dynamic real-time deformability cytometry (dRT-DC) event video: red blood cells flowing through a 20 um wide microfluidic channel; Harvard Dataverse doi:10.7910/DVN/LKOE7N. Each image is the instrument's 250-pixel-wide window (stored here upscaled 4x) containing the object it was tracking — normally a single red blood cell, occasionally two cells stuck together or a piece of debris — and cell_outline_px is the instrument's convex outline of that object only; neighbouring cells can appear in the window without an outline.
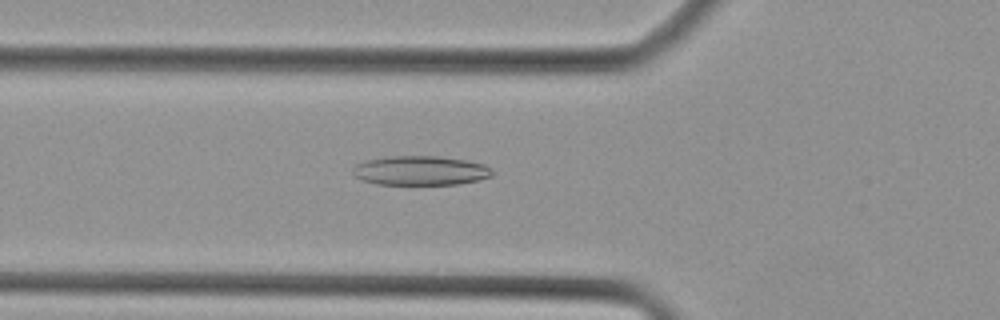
{"species": "Egyptian fruit bat (a non-hibernating species)", "species_latin": "Rousettus aegyptiacus", "temperature_condition": "cold", "stored_images_in_passage": 37, "camera_frame_rate_fps": 3000, "um_per_image_px": 0.085, "animal": {"sex": "female"}, "frame": {"image": 1, "passage_image": 9, "time_ms": 2.667, "image_size_px": [1000, 320], "cell_outline_px": [[492, 176], [480, 180], [460, 184], [376, 184], [360, 180], [352, 172], [356, 164], [368, 160], [388, 156], [440, 156], [468, 160], [484, 164], [492, 168]], "centroid_in_image_um": [35.77, 14.5], "position_along_channel_um": 90.0, "area_um2": 23.99}}
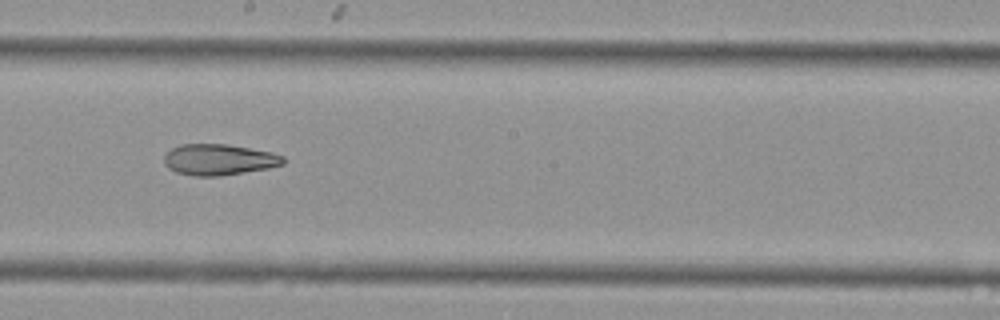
{"frame": {"image": 2, "passage_image": 18, "time_ms": 5.667, "image_size_px": [1000, 320], "cell_outline_px": [[284, 164], [268, 168], [220, 176], [196, 176], [176, 172], [168, 168], [164, 164], [164, 156], [172, 148], [180, 144], [228, 144], [272, 152], [284, 156]], "centroid_in_image_um": [18.61, 13.56], "position_along_channel_um": 229.6, "area_um2": 21.56}}
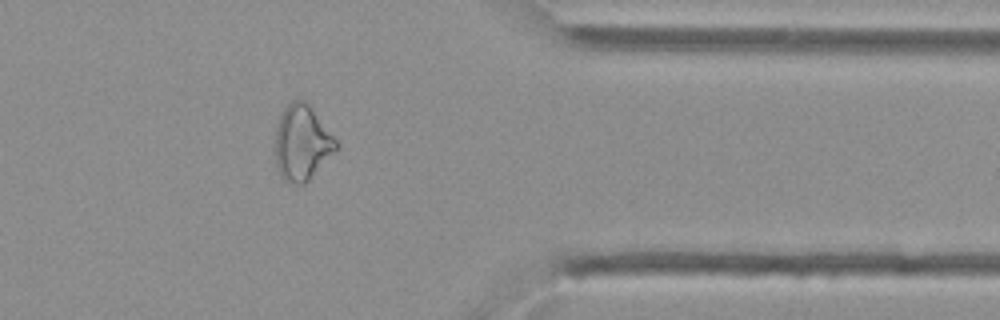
{"frame": {"image": 3, "passage_image": 29, "time_ms": 9.333, "image_size_px": [1000, 320], "cell_outline_px": [[340, 148], [304, 184], [292, 184], [284, 180], [280, 176], [276, 164], [276, 128], [280, 116], [284, 108], [292, 100], [308, 100], [340, 144]], "centroid_in_image_um": [25.71, 12.11], "position_along_channel_um": 385.7, "area_um2": 27.17}}